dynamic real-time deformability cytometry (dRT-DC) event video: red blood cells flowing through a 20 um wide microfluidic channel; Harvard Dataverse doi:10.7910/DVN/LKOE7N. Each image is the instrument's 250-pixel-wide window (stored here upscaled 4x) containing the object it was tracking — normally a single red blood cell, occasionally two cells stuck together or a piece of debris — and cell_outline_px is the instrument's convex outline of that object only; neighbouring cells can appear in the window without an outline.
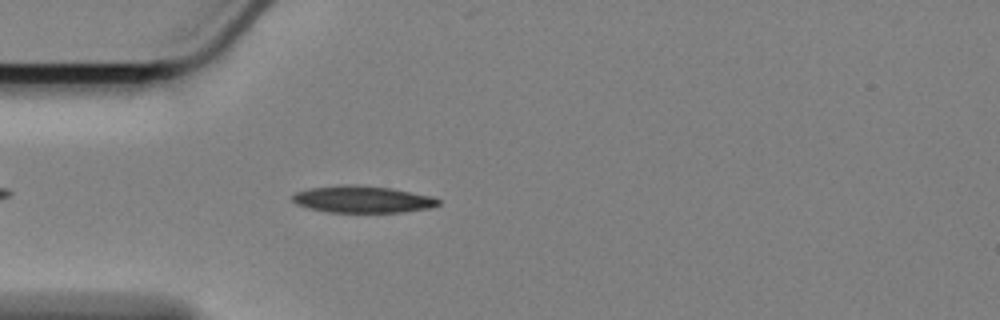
{"species": "Egyptian fruit bat (a non-hibernating species)", "species_latin": "Rousettus aegyptiacus", "temperature_condition": "cold", "stored_images_in_passage": 28, "camera_frame_rate_fps": 3000, "um_per_image_px": 0.085, "animal": {"sex": "female"}, "frame": {"image": 1, "passage_image": 6, "time_ms": 1.667, "image_size_px": [1000, 320], "cell_outline_px": [[440, 204], [428, 208], [400, 212], [328, 212], [308, 208], [296, 204], [292, 200], [292, 196], [296, 192], [308, 188], [340, 184], [356, 184], [392, 188], [432, 196], [440, 200]], "centroid_in_image_um": [30.78, 16.93], "position_along_channel_um": 54.2, "area_um2": 23.0}}
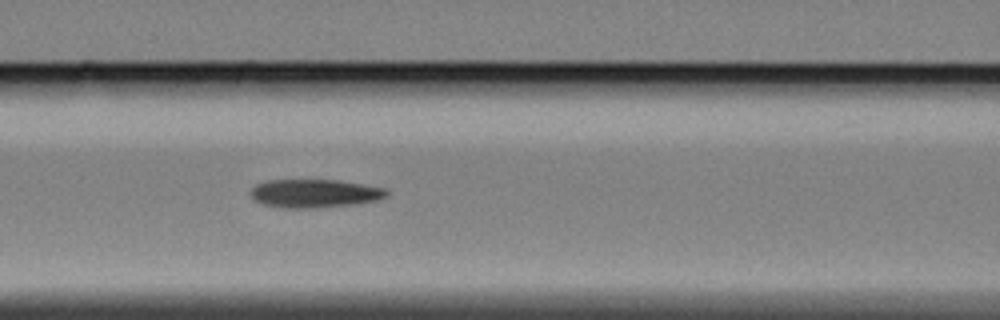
{"frame": {"image": 2, "passage_image": 14, "time_ms": 4.333, "image_size_px": [1000, 320], "cell_outline_px": [[388, 196], [376, 200], [352, 204], [312, 208], [288, 208], [264, 204], [256, 200], [252, 196], [252, 188], [256, 184], [268, 180], [340, 180], [388, 188]], "centroid_in_image_um": [26.8, 16.42], "position_along_channel_um": 139.8, "area_um2": 22.31}}
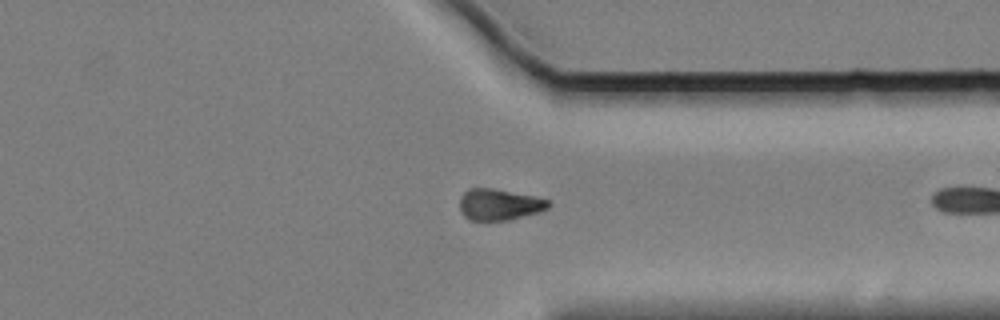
{"frame": {"image": 3, "passage_image": 27, "time_ms": 8.667, "image_size_px": [1000, 320], "cell_outline_px": [[552, 204], [548, 208], [540, 212], [508, 220], [472, 220], [464, 216], [460, 208], [460, 196], [468, 188], [492, 188], [532, 196], [548, 200]], "centroid_in_image_um": [42.43, 17.38], "position_along_channel_um": 369.0, "area_um2": 16.07}}